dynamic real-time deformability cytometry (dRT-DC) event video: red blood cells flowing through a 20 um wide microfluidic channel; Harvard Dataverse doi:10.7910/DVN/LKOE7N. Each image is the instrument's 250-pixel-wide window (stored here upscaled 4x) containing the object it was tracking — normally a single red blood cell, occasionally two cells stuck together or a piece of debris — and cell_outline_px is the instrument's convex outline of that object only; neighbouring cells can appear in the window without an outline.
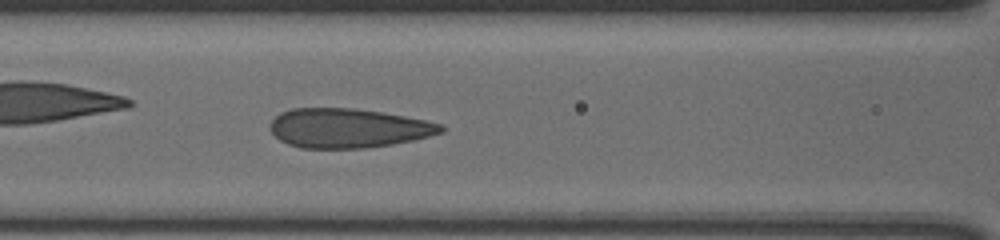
{"species": "human", "species_latin": "Homo sapiens", "temperature_condition": "cold", "stored_images_in_passage": 34, "camera_frame_rate_fps": 3000, "um_per_image_px": 0.085, "donor": {"sex": "male"}, "frame": {"image": 1, "passage_image": 9, "time_ms": 2.667, "image_size_px": [1000, 240], "cell_outline_px": [[444, 132], [412, 140], [392, 144], [364, 148], [300, 148], [288, 144], [280, 140], [268, 128], [268, 124], [280, 112], [292, 108], [356, 108], [384, 112], [444, 124]], "centroid_in_image_um": [29.57, 10.88], "position_along_channel_um": 137.0, "area_um2": 39.3}}
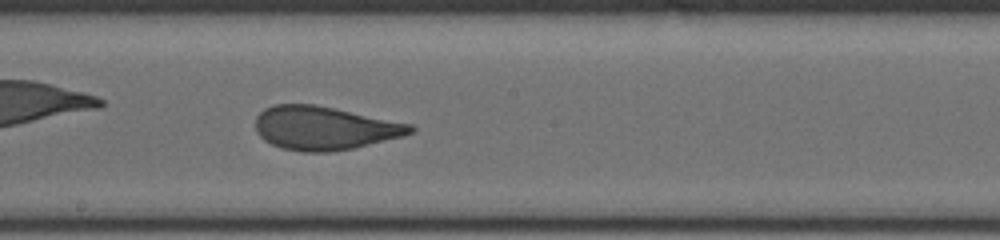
{"frame": {"image": 2, "passage_image": 16, "time_ms": 5.0, "image_size_px": [1000, 240], "cell_outline_px": [[416, 128], [412, 132], [404, 136], [352, 148], [328, 152], [304, 152], [280, 148], [264, 140], [256, 132], [256, 116], [264, 108], [276, 104], [312, 104], [412, 124]], "centroid_in_image_um": [27.54, 10.89], "position_along_channel_um": 220.7, "area_um2": 39.02}}
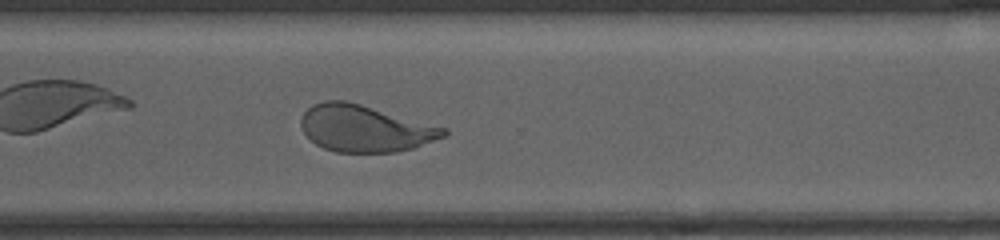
{"frame": {"image": 3, "passage_image": 26, "time_ms": 8.333, "image_size_px": [1000, 240], "cell_outline_px": [[448, 132], [444, 136], [412, 148], [396, 152], [336, 152], [324, 148], [316, 144], [304, 132], [300, 124], [300, 120], [304, 112], [312, 104], [324, 100], [348, 100], [448, 128]], "centroid_in_image_um": [31.01, 10.9], "position_along_channel_um": 339.6, "area_um2": 38.9}}